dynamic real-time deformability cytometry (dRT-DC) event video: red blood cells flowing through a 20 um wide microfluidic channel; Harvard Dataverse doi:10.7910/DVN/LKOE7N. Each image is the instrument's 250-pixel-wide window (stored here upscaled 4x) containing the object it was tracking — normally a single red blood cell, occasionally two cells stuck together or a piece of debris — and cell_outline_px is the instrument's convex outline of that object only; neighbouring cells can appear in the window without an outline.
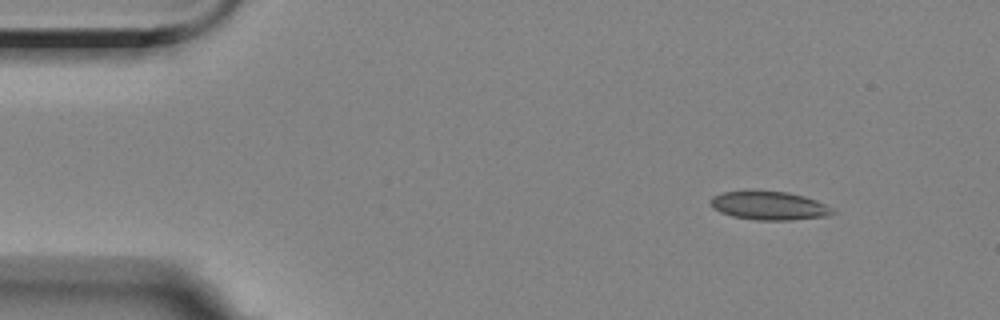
{"species": "Egyptian fruit bat (a non-hibernating species)", "species_latin": "Rousettus aegyptiacus", "temperature_condition": "room temperature", "stored_images_in_passage": 4, "camera_frame_rate_fps": 3000, "um_per_image_px": 0.085, "animal": {"sex": "female"}, "frame": {"image": 1, "passage_image": 1, "time_ms": 0.0, "image_size_px": [1000, 320], "cell_outline_px": [[836, 212], [824, 216], [792, 220], [756, 220], [732, 216], [720, 212], [712, 208], [712, 196], [724, 192], [788, 192], [804, 196], [816, 200], [832, 208]], "centroid_in_image_um": [65.39, 17.5], "position_along_channel_um": 19.6, "area_um2": 19.83}}
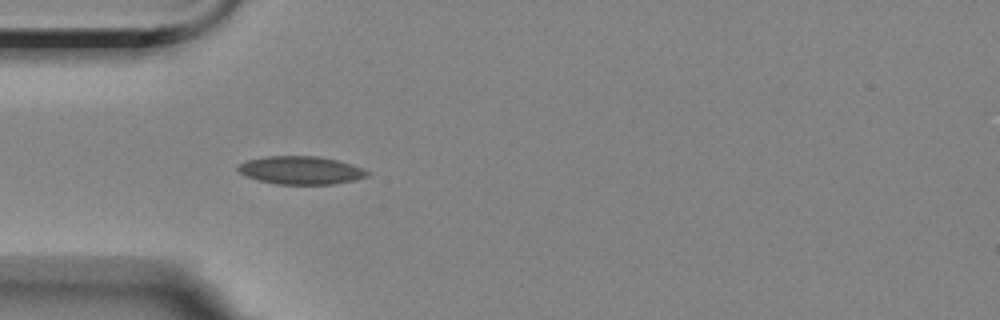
{"frame": {"image": 2, "passage_image": 4, "time_ms": 3.333, "image_size_px": [1000, 320], "cell_outline_px": [[368, 176], [352, 180], [332, 184], [276, 184], [244, 176], [236, 168], [244, 160], [264, 156], [316, 156], [340, 160], [352, 164], [368, 172]], "centroid_in_image_um": [25.52, 14.46], "position_along_channel_um": 59.5, "area_um2": 21.1}}